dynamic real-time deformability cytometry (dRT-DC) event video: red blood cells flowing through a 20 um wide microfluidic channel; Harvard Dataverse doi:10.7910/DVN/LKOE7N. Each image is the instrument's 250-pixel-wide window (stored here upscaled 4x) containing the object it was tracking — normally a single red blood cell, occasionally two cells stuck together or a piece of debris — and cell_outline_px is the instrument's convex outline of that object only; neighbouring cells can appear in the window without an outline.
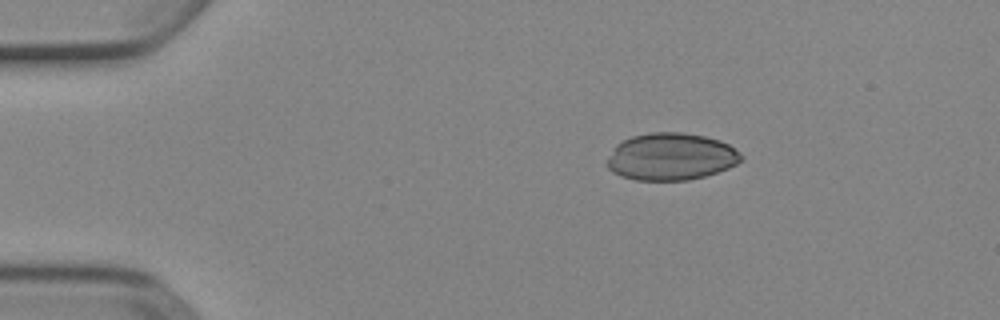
{"species": "Egyptian fruit bat (a non-hibernating species)", "species_latin": "Rousettus aegyptiacus", "temperature_condition": "cold", "stored_images_in_passage": 3, "camera_frame_rate_fps": 3000, "um_per_image_px": 0.085, "animal": {"sex": "female"}, "frame": {"image": 1, "passage_image": 1, "time_ms": 0.0, "image_size_px": [1000, 320], "cell_outline_px": [[744, 156], [736, 164], [728, 168], [704, 176], [688, 180], [636, 180], [620, 176], [612, 172], [604, 164], [604, 160], [616, 144], [632, 136], [652, 132], [684, 132], [704, 136], [720, 140], [728, 144]], "centroid_in_image_um": [56.98, 13.31], "position_along_channel_um": 28.0, "area_um2": 37.11}}